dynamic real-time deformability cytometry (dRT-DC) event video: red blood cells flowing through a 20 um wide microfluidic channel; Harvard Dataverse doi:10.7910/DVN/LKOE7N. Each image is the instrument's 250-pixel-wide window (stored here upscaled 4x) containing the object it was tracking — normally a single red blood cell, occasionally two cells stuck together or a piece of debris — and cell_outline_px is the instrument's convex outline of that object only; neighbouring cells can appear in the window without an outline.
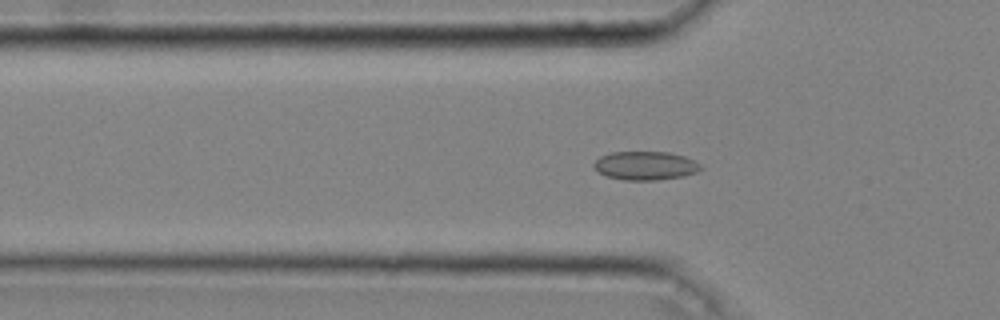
{"species": "common noctule bat (a hibernating species)", "species_latin": "Nyctalus noctula", "temperature_condition": "cold", "stored_images_in_passage": 37, "camera_frame_rate_fps": 3000, "um_per_image_px": 0.085, "animal": {"sex": "male", "body_mass_g": 20.4}, "frame": {"image": 1, "passage_image": 5, "time_ms": 1.333, "image_size_px": [1000, 320], "cell_outline_px": [[704, 168], [696, 172], [684, 176], [656, 180], [624, 180], [604, 176], [592, 164], [600, 156], [612, 152], [668, 152], [684, 156], [700, 164]], "centroid_in_image_um": [54.86, 14.08], "position_along_channel_um": 70.9, "area_um2": 17.8}}
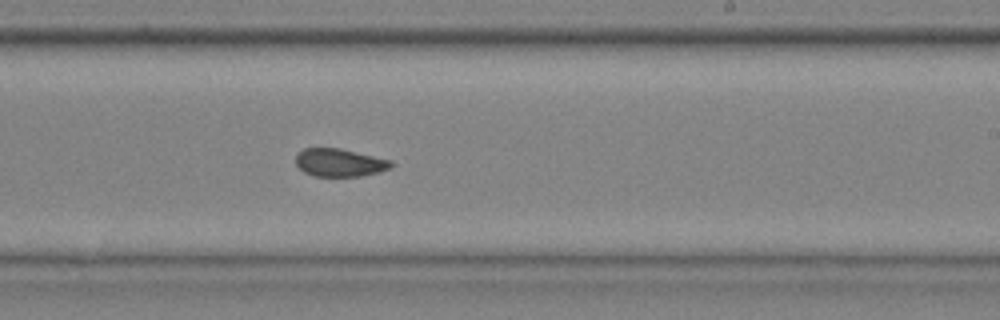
{"frame": {"image": 2, "passage_image": 19, "time_ms": 6.0, "image_size_px": [1000, 320], "cell_outline_px": [[396, 164], [392, 168], [360, 176], [316, 176], [304, 172], [296, 164], [296, 152], [304, 148], [340, 148], [392, 160]], "centroid_in_image_um": [28.88, 13.81], "position_along_channel_um": 260.1, "area_um2": 15.61}}
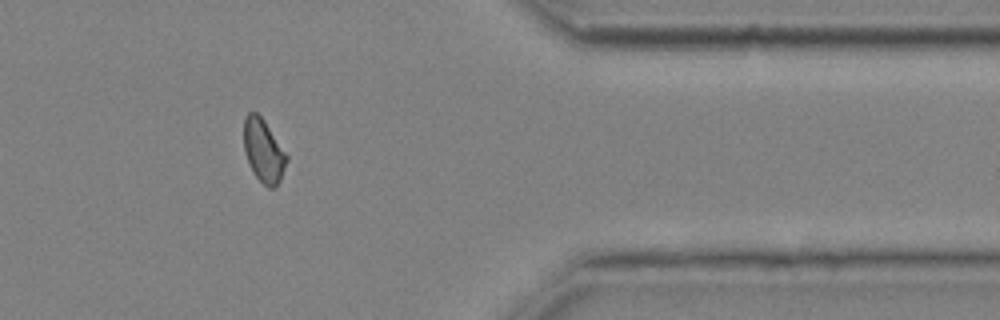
{"frame": {"image": 3, "passage_image": 30, "time_ms": 9.667, "image_size_px": [1000, 320], "cell_outline_px": [[288, 160], [280, 180], [276, 188], [268, 188], [256, 176], [244, 152], [244, 116], [248, 112], [256, 112], [264, 120], [288, 156]], "centroid_in_image_um": [22.4, 12.81], "position_along_channel_um": 389.0, "area_um2": 15.61}, "authors_computed_cell_mechanics": {"area_um2": 16.184, "velocity_mm_per_s": 4.0577, "shape_relaxation_time_tau1_ms": null, "shape_relaxation_time_tau2_ms": 1.5444, "deformation_change_tau1": null, "deformation_change_tau2": 0.0406}}